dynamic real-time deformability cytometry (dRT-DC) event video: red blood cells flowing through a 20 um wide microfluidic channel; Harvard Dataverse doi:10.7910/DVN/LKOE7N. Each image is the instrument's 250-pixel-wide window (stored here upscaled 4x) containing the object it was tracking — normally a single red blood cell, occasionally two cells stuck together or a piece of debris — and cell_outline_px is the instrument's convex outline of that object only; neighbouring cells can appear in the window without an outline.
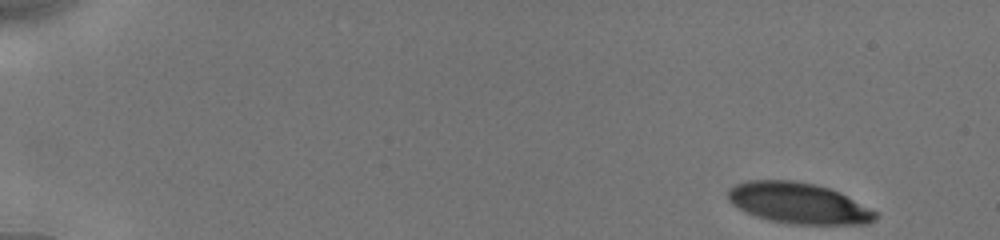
{"species": "human", "species_latin": "Homo sapiens", "temperature_condition": "cold", "stored_images_in_passage": 11, "camera_frame_rate_fps": 3000, "um_per_image_px": 0.085, "donor": {"sex": "male"}, "frame": {"image": 1, "passage_image": 1, "time_ms": 0.0, "image_size_px": [1000, 240], "cell_outline_px": [[880, 216], [876, 220], [868, 224], [788, 224], [768, 220], [756, 216], [732, 204], [728, 200], [728, 188], [736, 184], [748, 180], [792, 180], [816, 184], [840, 192], [880, 212]], "centroid_in_image_um": [67.93, 17.27], "position_along_channel_um": 17.1, "area_um2": 35.55}}
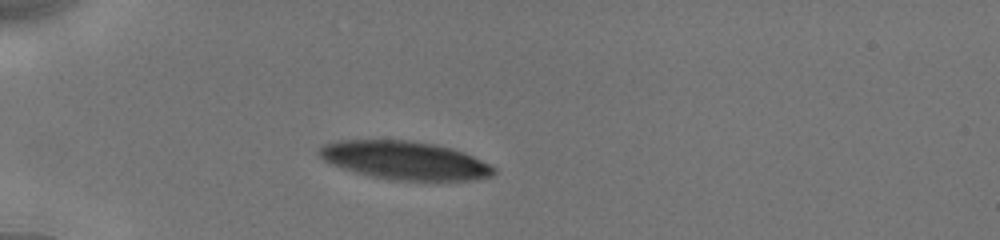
{"frame": {"image": 2, "passage_image": 10, "time_ms": 4.0, "image_size_px": [1000, 240], "cell_outline_px": [[496, 172], [492, 176], [472, 180], [388, 180], [356, 172], [332, 164], [324, 160], [316, 152], [324, 144], [336, 140], [408, 140], [436, 144], [452, 148], [464, 152], [492, 164], [496, 168]], "centroid_in_image_um": [34.44, 13.62], "position_along_channel_um": 50.6, "area_um2": 39.13}}